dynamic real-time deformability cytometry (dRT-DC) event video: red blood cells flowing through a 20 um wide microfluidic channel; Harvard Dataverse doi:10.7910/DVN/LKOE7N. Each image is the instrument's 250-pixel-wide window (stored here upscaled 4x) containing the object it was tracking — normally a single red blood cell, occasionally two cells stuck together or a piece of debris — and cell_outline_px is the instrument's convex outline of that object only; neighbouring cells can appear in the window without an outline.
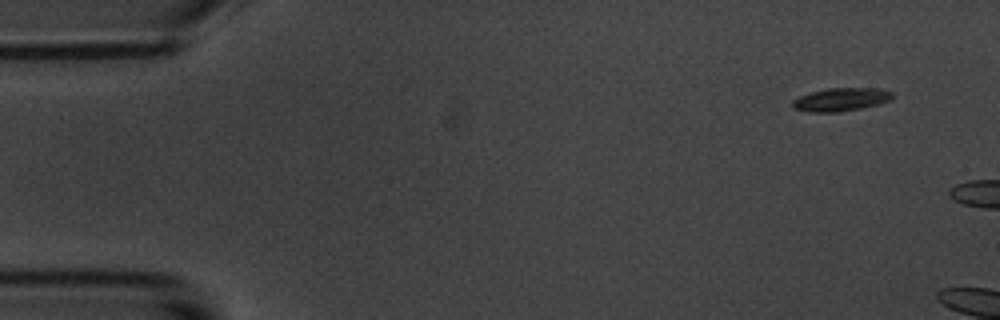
{"species": "common noctule bat (a hibernating species)", "species_latin": "Nyctalus noctula", "temperature_condition": "room temperature", "stored_images_in_passage": 5, "camera_frame_rate_fps": 3000, "um_per_image_px": 0.085, "animal": {"sex": "male", "body_mass_g": 20.1, "forearm_length_mm": 53.5}, "frame": {"image": 1, "passage_image": 1, "time_ms": 0.0, "image_size_px": [1000, 320], "cell_outline_px": [[896, 92], [892, 100], [880, 104], [840, 112], [808, 112], [792, 108], [792, 100], [800, 96], [812, 92], [828, 88], [880, 88]], "centroid_in_image_um": [71.54, 8.45], "position_along_channel_um": 13.5, "area_um2": 13.76}}